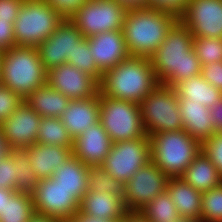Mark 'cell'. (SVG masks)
Listing matches in <instances>:
<instances>
[{
	"label": "cell",
	"instance_id": "ab89813d",
	"mask_svg": "<svg viewBox=\"0 0 222 222\" xmlns=\"http://www.w3.org/2000/svg\"><path fill=\"white\" fill-rule=\"evenodd\" d=\"M23 2L24 0H0V20L14 24Z\"/></svg>",
	"mask_w": 222,
	"mask_h": 222
},
{
	"label": "cell",
	"instance_id": "cb8c5ba5",
	"mask_svg": "<svg viewBox=\"0 0 222 222\" xmlns=\"http://www.w3.org/2000/svg\"><path fill=\"white\" fill-rule=\"evenodd\" d=\"M181 178L202 193L222 183L218 169L202 151L188 165Z\"/></svg>",
	"mask_w": 222,
	"mask_h": 222
},
{
	"label": "cell",
	"instance_id": "816d5d0a",
	"mask_svg": "<svg viewBox=\"0 0 222 222\" xmlns=\"http://www.w3.org/2000/svg\"><path fill=\"white\" fill-rule=\"evenodd\" d=\"M175 222H199L191 217L179 216Z\"/></svg>",
	"mask_w": 222,
	"mask_h": 222
},
{
	"label": "cell",
	"instance_id": "30bf717a",
	"mask_svg": "<svg viewBox=\"0 0 222 222\" xmlns=\"http://www.w3.org/2000/svg\"><path fill=\"white\" fill-rule=\"evenodd\" d=\"M150 161V140L144 135L136 140L113 143L101 166L118 181L127 183L137 170Z\"/></svg>",
	"mask_w": 222,
	"mask_h": 222
},
{
	"label": "cell",
	"instance_id": "484cf974",
	"mask_svg": "<svg viewBox=\"0 0 222 222\" xmlns=\"http://www.w3.org/2000/svg\"><path fill=\"white\" fill-rule=\"evenodd\" d=\"M24 101L41 117L61 118L70 99L45 84L37 88Z\"/></svg>",
	"mask_w": 222,
	"mask_h": 222
},
{
	"label": "cell",
	"instance_id": "f907efd6",
	"mask_svg": "<svg viewBox=\"0 0 222 222\" xmlns=\"http://www.w3.org/2000/svg\"><path fill=\"white\" fill-rule=\"evenodd\" d=\"M9 148L6 144V140L2 134V130L0 129V159L9 153Z\"/></svg>",
	"mask_w": 222,
	"mask_h": 222
},
{
	"label": "cell",
	"instance_id": "7bdbcfd3",
	"mask_svg": "<svg viewBox=\"0 0 222 222\" xmlns=\"http://www.w3.org/2000/svg\"><path fill=\"white\" fill-rule=\"evenodd\" d=\"M16 46L13 23L0 20V50L4 51Z\"/></svg>",
	"mask_w": 222,
	"mask_h": 222
},
{
	"label": "cell",
	"instance_id": "7dc6e473",
	"mask_svg": "<svg viewBox=\"0 0 222 222\" xmlns=\"http://www.w3.org/2000/svg\"><path fill=\"white\" fill-rule=\"evenodd\" d=\"M76 222H115L111 220L98 219L97 217H90L84 214H81L79 211L74 215Z\"/></svg>",
	"mask_w": 222,
	"mask_h": 222
},
{
	"label": "cell",
	"instance_id": "8d00e7d4",
	"mask_svg": "<svg viewBox=\"0 0 222 222\" xmlns=\"http://www.w3.org/2000/svg\"><path fill=\"white\" fill-rule=\"evenodd\" d=\"M202 152L212 161L222 177V133H214L203 141Z\"/></svg>",
	"mask_w": 222,
	"mask_h": 222
},
{
	"label": "cell",
	"instance_id": "4dcf8cb0",
	"mask_svg": "<svg viewBox=\"0 0 222 222\" xmlns=\"http://www.w3.org/2000/svg\"><path fill=\"white\" fill-rule=\"evenodd\" d=\"M149 222H175L180 216L167 190L140 210Z\"/></svg>",
	"mask_w": 222,
	"mask_h": 222
},
{
	"label": "cell",
	"instance_id": "e575fe53",
	"mask_svg": "<svg viewBox=\"0 0 222 222\" xmlns=\"http://www.w3.org/2000/svg\"><path fill=\"white\" fill-rule=\"evenodd\" d=\"M201 222H222V183L203 192Z\"/></svg>",
	"mask_w": 222,
	"mask_h": 222
},
{
	"label": "cell",
	"instance_id": "603a6c76",
	"mask_svg": "<svg viewBox=\"0 0 222 222\" xmlns=\"http://www.w3.org/2000/svg\"><path fill=\"white\" fill-rule=\"evenodd\" d=\"M166 190L180 216L191 217L201 222L202 192L189 185L181 177L168 178Z\"/></svg>",
	"mask_w": 222,
	"mask_h": 222
},
{
	"label": "cell",
	"instance_id": "3957f363",
	"mask_svg": "<svg viewBox=\"0 0 222 222\" xmlns=\"http://www.w3.org/2000/svg\"><path fill=\"white\" fill-rule=\"evenodd\" d=\"M157 85L150 58L129 56L102 74L99 92L112 99L140 104Z\"/></svg>",
	"mask_w": 222,
	"mask_h": 222
},
{
	"label": "cell",
	"instance_id": "5b68a950",
	"mask_svg": "<svg viewBox=\"0 0 222 222\" xmlns=\"http://www.w3.org/2000/svg\"><path fill=\"white\" fill-rule=\"evenodd\" d=\"M148 137L151 161L169 178L181 177L202 151V143L184 130L157 132Z\"/></svg>",
	"mask_w": 222,
	"mask_h": 222
},
{
	"label": "cell",
	"instance_id": "f35d334b",
	"mask_svg": "<svg viewBox=\"0 0 222 222\" xmlns=\"http://www.w3.org/2000/svg\"><path fill=\"white\" fill-rule=\"evenodd\" d=\"M201 76L222 92V61L202 66Z\"/></svg>",
	"mask_w": 222,
	"mask_h": 222
},
{
	"label": "cell",
	"instance_id": "836d02e7",
	"mask_svg": "<svg viewBox=\"0 0 222 222\" xmlns=\"http://www.w3.org/2000/svg\"><path fill=\"white\" fill-rule=\"evenodd\" d=\"M193 50L201 67L222 61V38L193 37Z\"/></svg>",
	"mask_w": 222,
	"mask_h": 222
},
{
	"label": "cell",
	"instance_id": "5bb4252c",
	"mask_svg": "<svg viewBox=\"0 0 222 222\" xmlns=\"http://www.w3.org/2000/svg\"><path fill=\"white\" fill-rule=\"evenodd\" d=\"M84 38L79 29L68 18H64L56 30L37 46L45 70L48 72L66 64L68 56L73 54L76 45Z\"/></svg>",
	"mask_w": 222,
	"mask_h": 222
},
{
	"label": "cell",
	"instance_id": "8fae6325",
	"mask_svg": "<svg viewBox=\"0 0 222 222\" xmlns=\"http://www.w3.org/2000/svg\"><path fill=\"white\" fill-rule=\"evenodd\" d=\"M31 199L36 213L56 219L70 218L79 210V201L55 178L39 180Z\"/></svg>",
	"mask_w": 222,
	"mask_h": 222
},
{
	"label": "cell",
	"instance_id": "9a60e30c",
	"mask_svg": "<svg viewBox=\"0 0 222 222\" xmlns=\"http://www.w3.org/2000/svg\"><path fill=\"white\" fill-rule=\"evenodd\" d=\"M41 118L23 100L11 116L0 124L9 150H24L37 143Z\"/></svg>",
	"mask_w": 222,
	"mask_h": 222
},
{
	"label": "cell",
	"instance_id": "2e32d148",
	"mask_svg": "<svg viewBox=\"0 0 222 222\" xmlns=\"http://www.w3.org/2000/svg\"><path fill=\"white\" fill-rule=\"evenodd\" d=\"M47 84L70 100L87 99L99 92V82L68 63L47 72Z\"/></svg>",
	"mask_w": 222,
	"mask_h": 222
},
{
	"label": "cell",
	"instance_id": "bcb514c9",
	"mask_svg": "<svg viewBox=\"0 0 222 222\" xmlns=\"http://www.w3.org/2000/svg\"><path fill=\"white\" fill-rule=\"evenodd\" d=\"M114 1L124 5L126 8H139V7L148 6V0H114Z\"/></svg>",
	"mask_w": 222,
	"mask_h": 222
},
{
	"label": "cell",
	"instance_id": "c3c4849f",
	"mask_svg": "<svg viewBox=\"0 0 222 222\" xmlns=\"http://www.w3.org/2000/svg\"><path fill=\"white\" fill-rule=\"evenodd\" d=\"M15 192V190H8L0 187V214L5 206L6 199H10Z\"/></svg>",
	"mask_w": 222,
	"mask_h": 222
},
{
	"label": "cell",
	"instance_id": "f5cc1de1",
	"mask_svg": "<svg viewBox=\"0 0 222 222\" xmlns=\"http://www.w3.org/2000/svg\"><path fill=\"white\" fill-rule=\"evenodd\" d=\"M56 222H76V220L74 217H70V218L56 219Z\"/></svg>",
	"mask_w": 222,
	"mask_h": 222
},
{
	"label": "cell",
	"instance_id": "f6af8a7d",
	"mask_svg": "<svg viewBox=\"0 0 222 222\" xmlns=\"http://www.w3.org/2000/svg\"><path fill=\"white\" fill-rule=\"evenodd\" d=\"M127 222H149V220L140 211L127 210L123 217Z\"/></svg>",
	"mask_w": 222,
	"mask_h": 222
},
{
	"label": "cell",
	"instance_id": "ffe728a7",
	"mask_svg": "<svg viewBox=\"0 0 222 222\" xmlns=\"http://www.w3.org/2000/svg\"><path fill=\"white\" fill-rule=\"evenodd\" d=\"M100 105L99 92L87 99L70 100L65 111L61 115V121L74 139L90 125L99 122Z\"/></svg>",
	"mask_w": 222,
	"mask_h": 222
},
{
	"label": "cell",
	"instance_id": "db71d44e",
	"mask_svg": "<svg viewBox=\"0 0 222 222\" xmlns=\"http://www.w3.org/2000/svg\"><path fill=\"white\" fill-rule=\"evenodd\" d=\"M115 222H127L124 218H122L121 220L115 221Z\"/></svg>",
	"mask_w": 222,
	"mask_h": 222
},
{
	"label": "cell",
	"instance_id": "1f68e13d",
	"mask_svg": "<svg viewBox=\"0 0 222 222\" xmlns=\"http://www.w3.org/2000/svg\"><path fill=\"white\" fill-rule=\"evenodd\" d=\"M16 167V184L14 190L20 193L31 194L39 182L33 171L29 158L23 150H11Z\"/></svg>",
	"mask_w": 222,
	"mask_h": 222
},
{
	"label": "cell",
	"instance_id": "7c38bea8",
	"mask_svg": "<svg viewBox=\"0 0 222 222\" xmlns=\"http://www.w3.org/2000/svg\"><path fill=\"white\" fill-rule=\"evenodd\" d=\"M168 178L152 161L142 166L126 183L124 200L126 210L143 209L158 194L166 190Z\"/></svg>",
	"mask_w": 222,
	"mask_h": 222
},
{
	"label": "cell",
	"instance_id": "44dd1931",
	"mask_svg": "<svg viewBox=\"0 0 222 222\" xmlns=\"http://www.w3.org/2000/svg\"><path fill=\"white\" fill-rule=\"evenodd\" d=\"M179 110L183 130L193 138L202 143L215 133L208 107L187 98H179Z\"/></svg>",
	"mask_w": 222,
	"mask_h": 222
},
{
	"label": "cell",
	"instance_id": "4fadbf2b",
	"mask_svg": "<svg viewBox=\"0 0 222 222\" xmlns=\"http://www.w3.org/2000/svg\"><path fill=\"white\" fill-rule=\"evenodd\" d=\"M178 20L193 37L222 38V0H188Z\"/></svg>",
	"mask_w": 222,
	"mask_h": 222
},
{
	"label": "cell",
	"instance_id": "d6a6232c",
	"mask_svg": "<svg viewBox=\"0 0 222 222\" xmlns=\"http://www.w3.org/2000/svg\"><path fill=\"white\" fill-rule=\"evenodd\" d=\"M67 63L77 67L100 82L102 73L98 70L96 62L91 56L89 40L87 38H84L76 45L73 54L68 56Z\"/></svg>",
	"mask_w": 222,
	"mask_h": 222
},
{
	"label": "cell",
	"instance_id": "9c48e42d",
	"mask_svg": "<svg viewBox=\"0 0 222 222\" xmlns=\"http://www.w3.org/2000/svg\"><path fill=\"white\" fill-rule=\"evenodd\" d=\"M128 8L114 0H87L68 19L85 38L122 30Z\"/></svg>",
	"mask_w": 222,
	"mask_h": 222
},
{
	"label": "cell",
	"instance_id": "f546056e",
	"mask_svg": "<svg viewBox=\"0 0 222 222\" xmlns=\"http://www.w3.org/2000/svg\"><path fill=\"white\" fill-rule=\"evenodd\" d=\"M37 143L72 147L73 138L60 118L42 117L39 123Z\"/></svg>",
	"mask_w": 222,
	"mask_h": 222
},
{
	"label": "cell",
	"instance_id": "74e56055",
	"mask_svg": "<svg viewBox=\"0 0 222 222\" xmlns=\"http://www.w3.org/2000/svg\"><path fill=\"white\" fill-rule=\"evenodd\" d=\"M16 184V167L11 156V150L0 159V187L14 190Z\"/></svg>",
	"mask_w": 222,
	"mask_h": 222
},
{
	"label": "cell",
	"instance_id": "277c9868",
	"mask_svg": "<svg viewBox=\"0 0 222 222\" xmlns=\"http://www.w3.org/2000/svg\"><path fill=\"white\" fill-rule=\"evenodd\" d=\"M0 84L16 92L23 100L47 84V71L37 47L16 45L1 51Z\"/></svg>",
	"mask_w": 222,
	"mask_h": 222
},
{
	"label": "cell",
	"instance_id": "681fc988",
	"mask_svg": "<svg viewBox=\"0 0 222 222\" xmlns=\"http://www.w3.org/2000/svg\"><path fill=\"white\" fill-rule=\"evenodd\" d=\"M28 222H56V218L35 212Z\"/></svg>",
	"mask_w": 222,
	"mask_h": 222
},
{
	"label": "cell",
	"instance_id": "ac0fdd59",
	"mask_svg": "<svg viewBox=\"0 0 222 222\" xmlns=\"http://www.w3.org/2000/svg\"><path fill=\"white\" fill-rule=\"evenodd\" d=\"M87 39L91 56L102 74L130 56L122 30L102 32Z\"/></svg>",
	"mask_w": 222,
	"mask_h": 222
},
{
	"label": "cell",
	"instance_id": "d590c367",
	"mask_svg": "<svg viewBox=\"0 0 222 222\" xmlns=\"http://www.w3.org/2000/svg\"><path fill=\"white\" fill-rule=\"evenodd\" d=\"M23 99L7 86L0 84V124L22 103Z\"/></svg>",
	"mask_w": 222,
	"mask_h": 222
},
{
	"label": "cell",
	"instance_id": "d4e9b609",
	"mask_svg": "<svg viewBox=\"0 0 222 222\" xmlns=\"http://www.w3.org/2000/svg\"><path fill=\"white\" fill-rule=\"evenodd\" d=\"M89 166L73 155L52 176L80 202L87 192Z\"/></svg>",
	"mask_w": 222,
	"mask_h": 222
},
{
	"label": "cell",
	"instance_id": "b9f144b4",
	"mask_svg": "<svg viewBox=\"0 0 222 222\" xmlns=\"http://www.w3.org/2000/svg\"><path fill=\"white\" fill-rule=\"evenodd\" d=\"M187 2L188 0H148V6L167 10L179 16L184 11Z\"/></svg>",
	"mask_w": 222,
	"mask_h": 222
},
{
	"label": "cell",
	"instance_id": "e0dca14e",
	"mask_svg": "<svg viewBox=\"0 0 222 222\" xmlns=\"http://www.w3.org/2000/svg\"><path fill=\"white\" fill-rule=\"evenodd\" d=\"M112 144L108 133L99 121L73 139L72 155L89 167L101 166Z\"/></svg>",
	"mask_w": 222,
	"mask_h": 222
},
{
	"label": "cell",
	"instance_id": "83f0119b",
	"mask_svg": "<svg viewBox=\"0 0 222 222\" xmlns=\"http://www.w3.org/2000/svg\"><path fill=\"white\" fill-rule=\"evenodd\" d=\"M126 183L109 175L102 166L89 167L87 191L108 192L114 197L125 200Z\"/></svg>",
	"mask_w": 222,
	"mask_h": 222
},
{
	"label": "cell",
	"instance_id": "ee69618b",
	"mask_svg": "<svg viewBox=\"0 0 222 222\" xmlns=\"http://www.w3.org/2000/svg\"><path fill=\"white\" fill-rule=\"evenodd\" d=\"M215 133H222V98L209 107Z\"/></svg>",
	"mask_w": 222,
	"mask_h": 222
},
{
	"label": "cell",
	"instance_id": "60d3db41",
	"mask_svg": "<svg viewBox=\"0 0 222 222\" xmlns=\"http://www.w3.org/2000/svg\"><path fill=\"white\" fill-rule=\"evenodd\" d=\"M64 18H69L87 0H46Z\"/></svg>",
	"mask_w": 222,
	"mask_h": 222
},
{
	"label": "cell",
	"instance_id": "ba28073f",
	"mask_svg": "<svg viewBox=\"0 0 222 222\" xmlns=\"http://www.w3.org/2000/svg\"><path fill=\"white\" fill-rule=\"evenodd\" d=\"M99 121L112 143L136 140L147 135L142 123L140 104L112 99L99 92Z\"/></svg>",
	"mask_w": 222,
	"mask_h": 222
},
{
	"label": "cell",
	"instance_id": "8992f818",
	"mask_svg": "<svg viewBox=\"0 0 222 222\" xmlns=\"http://www.w3.org/2000/svg\"><path fill=\"white\" fill-rule=\"evenodd\" d=\"M63 20L46 0H24L13 24L16 45L37 47Z\"/></svg>",
	"mask_w": 222,
	"mask_h": 222
},
{
	"label": "cell",
	"instance_id": "4316f807",
	"mask_svg": "<svg viewBox=\"0 0 222 222\" xmlns=\"http://www.w3.org/2000/svg\"><path fill=\"white\" fill-rule=\"evenodd\" d=\"M174 89L179 98H187L208 108L222 98V92L208 83L201 75L182 80Z\"/></svg>",
	"mask_w": 222,
	"mask_h": 222
},
{
	"label": "cell",
	"instance_id": "7a4b0ae2",
	"mask_svg": "<svg viewBox=\"0 0 222 222\" xmlns=\"http://www.w3.org/2000/svg\"><path fill=\"white\" fill-rule=\"evenodd\" d=\"M177 21L175 13L160 8H128L122 31L129 55L150 58Z\"/></svg>",
	"mask_w": 222,
	"mask_h": 222
},
{
	"label": "cell",
	"instance_id": "d6986e66",
	"mask_svg": "<svg viewBox=\"0 0 222 222\" xmlns=\"http://www.w3.org/2000/svg\"><path fill=\"white\" fill-rule=\"evenodd\" d=\"M38 180L50 178L72 156L71 146L35 143L23 150Z\"/></svg>",
	"mask_w": 222,
	"mask_h": 222
},
{
	"label": "cell",
	"instance_id": "7402d4cb",
	"mask_svg": "<svg viewBox=\"0 0 222 222\" xmlns=\"http://www.w3.org/2000/svg\"><path fill=\"white\" fill-rule=\"evenodd\" d=\"M81 214L111 221H118L127 211L124 203L108 192L87 191L79 203Z\"/></svg>",
	"mask_w": 222,
	"mask_h": 222
},
{
	"label": "cell",
	"instance_id": "52a82bcc",
	"mask_svg": "<svg viewBox=\"0 0 222 222\" xmlns=\"http://www.w3.org/2000/svg\"><path fill=\"white\" fill-rule=\"evenodd\" d=\"M140 110L147 136L183 130L179 97L173 87L158 84L142 100Z\"/></svg>",
	"mask_w": 222,
	"mask_h": 222
},
{
	"label": "cell",
	"instance_id": "f1b7e54d",
	"mask_svg": "<svg viewBox=\"0 0 222 222\" xmlns=\"http://www.w3.org/2000/svg\"><path fill=\"white\" fill-rule=\"evenodd\" d=\"M34 213L31 194L15 192L10 199H6L0 222H28Z\"/></svg>",
	"mask_w": 222,
	"mask_h": 222
},
{
	"label": "cell",
	"instance_id": "6da1fadb",
	"mask_svg": "<svg viewBox=\"0 0 222 222\" xmlns=\"http://www.w3.org/2000/svg\"><path fill=\"white\" fill-rule=\"evenodd\" d=\"M158 84L175 87L182 80L201 75V64L193 50V35L179 20L150 57Z\"/></svg>",
	"mask_w": 222,
	"mask_h": 222
}]
</instances>
